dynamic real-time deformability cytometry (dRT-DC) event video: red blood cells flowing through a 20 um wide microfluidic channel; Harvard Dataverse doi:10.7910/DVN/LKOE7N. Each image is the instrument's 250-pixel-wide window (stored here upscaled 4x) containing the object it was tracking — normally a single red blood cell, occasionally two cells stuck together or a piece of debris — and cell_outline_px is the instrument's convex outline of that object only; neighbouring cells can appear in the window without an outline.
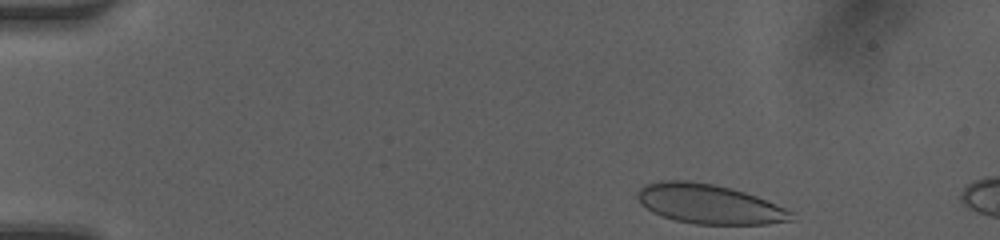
{"species": "human", "species_latin": "Homo sapiens", "temperature_condition": "room temperature", "stored_images_in_passage": 7, "camera_frame_rate_fps": 3000, "um_per_image_px": 0.085, "donor": {"sex": "female"}, "frame": {"image": 1, "passage_image": 1, "time_ms": 0.0, "image_size_px": [1000, 240], "cell_outline_px": [[796, 220], [768, 224], [696, 224], [676, 220], [652, 212], [640, 204], [636, 196], [636, 192], [644, 184], [664, 180], [688, 180], [716, 184], [732, 188], [756, 196], [784, 208], [792, 212]], "centroid_in_image_um": [60.25, 17.33], "position_along_channel_um": 24.7, "area_um2": 35.55}}